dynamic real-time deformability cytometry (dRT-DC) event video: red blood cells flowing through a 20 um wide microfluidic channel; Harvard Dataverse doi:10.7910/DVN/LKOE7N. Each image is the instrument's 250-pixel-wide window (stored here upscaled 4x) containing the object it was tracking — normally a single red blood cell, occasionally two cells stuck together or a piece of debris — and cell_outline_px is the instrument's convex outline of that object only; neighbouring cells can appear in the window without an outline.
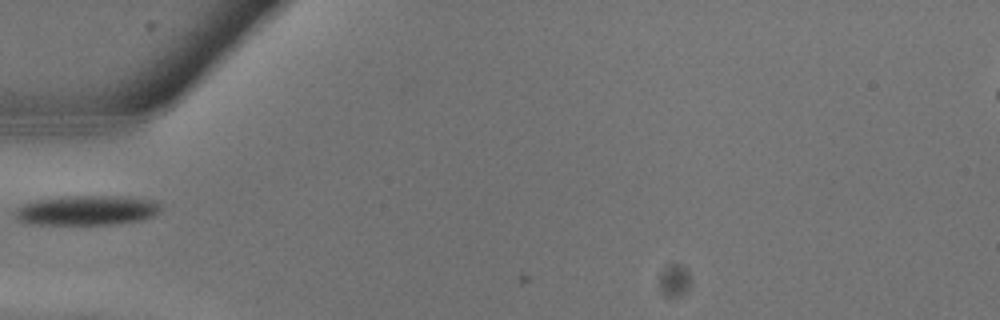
{"species": "common noctule bat (a hibernating species)", "species_latin": "Nyctalus noctula", "temperature_condition": "warm", "stored_images_in_passage": 6, "camera_frame_rate_fps": 3000, "um_per_image_px": 0.085, "animal": {"sex": "male", "body_mass_g": 13.3}, "frame": {"image": 1, "passage_image": 3, "time_ms": 0.667, "image_size_px": [1000, 320], "cell_outline_px": [[160, 212], [152, 216], [140, 220], [116, 224], [24, 224], [16, 220], [12, 216], [12, 212], [16, 208], [24, 204], [36, 200], [72, 196], [112, 196], [148, 200], [160, 204]], "centroid_in_image_um": [7.27, 17.9], "position_along_channel_um": 77.7, "area_um2": 25.14}}
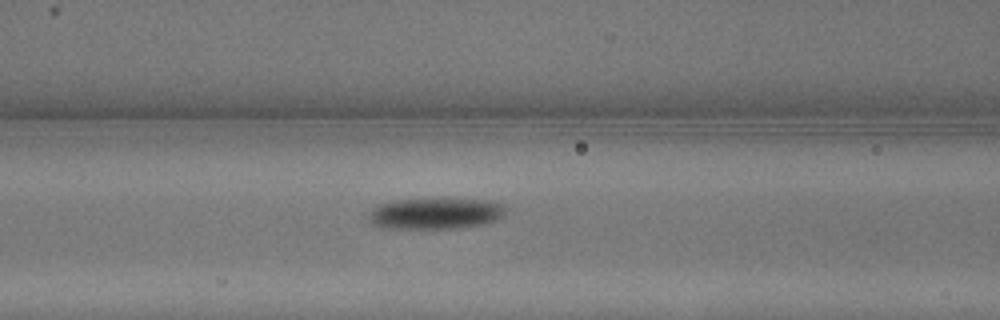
{"frame": {"image": 2, "passage_image": 5, "time_ms": 1.333, "image_size_px": [1000, 320], "cell_outline_px": [[504, 212], [496, 220], [484, 224], [456, 228], [380, 228], [372, 224], [368, 220], [368, 212], [372, 208], [380, 204], [396, 200], [440, 196], [444, 196], [484, 200], [504, 204]], "centroid_in_image_um": [36.96, 18.1], "position_along_channel_um": 129.6, "area_um2": 25.78}}